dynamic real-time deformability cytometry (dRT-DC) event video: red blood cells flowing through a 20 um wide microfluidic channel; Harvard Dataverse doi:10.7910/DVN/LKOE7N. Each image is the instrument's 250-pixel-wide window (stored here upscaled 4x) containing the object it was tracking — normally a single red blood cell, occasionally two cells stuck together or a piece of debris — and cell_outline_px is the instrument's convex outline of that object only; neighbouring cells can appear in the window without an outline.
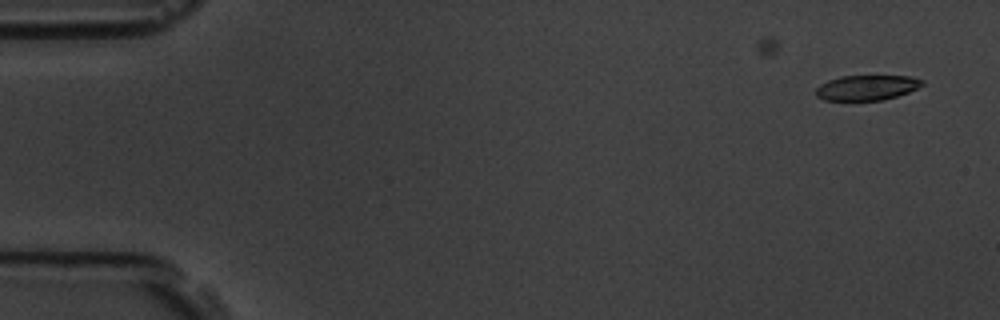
{"species": "common noctule bat (a hibernating species)", "species_latin": "Nyctalus noctula", "temperature_condition": "room temperature", "stored_images_in_passage": 7, "camera_frame_rate_fps": 3000, "um_per_image_px": 0.085, "animal": {"sex": "male", "body_mass_g": 19.5, "forearm_length_mm": 54.6}, "frame": {"image": 1, "passage_image": 2, "time_ms": 0.333, "image_size_px": [1000, 320], "cell_outline_px": [[924, 84], [908, 92], [884, 100], [824, 100], [816, 96], [816, 88], [820, 84], [828, 80], [840, 76], [912, 76], [924, 80]], "centroid_in_image_um": [73.67, 7.44], "position_along_channel_um": 11.3, "area_um2": 15.55}}
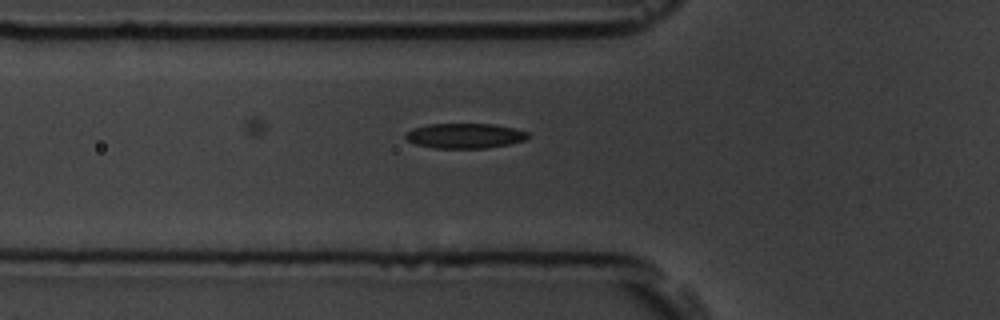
{"frame": {"image": 2, "passage_image": 7, "time_ms": 2.0, "image_size_px": [1000, 320], "cell_outline_px": [[528, 136], [524, 140], [508, 144], [488, 148], [436, 148], [416, 144], [408, 140], [404, 136], [404, 132], [412, 128], [428, 124], [496, 124], [528, 132]], "centroid_in_image_um": [39.47, 11.53], "position_along_channel_um": 86.3, "area_um2": 17.8}}